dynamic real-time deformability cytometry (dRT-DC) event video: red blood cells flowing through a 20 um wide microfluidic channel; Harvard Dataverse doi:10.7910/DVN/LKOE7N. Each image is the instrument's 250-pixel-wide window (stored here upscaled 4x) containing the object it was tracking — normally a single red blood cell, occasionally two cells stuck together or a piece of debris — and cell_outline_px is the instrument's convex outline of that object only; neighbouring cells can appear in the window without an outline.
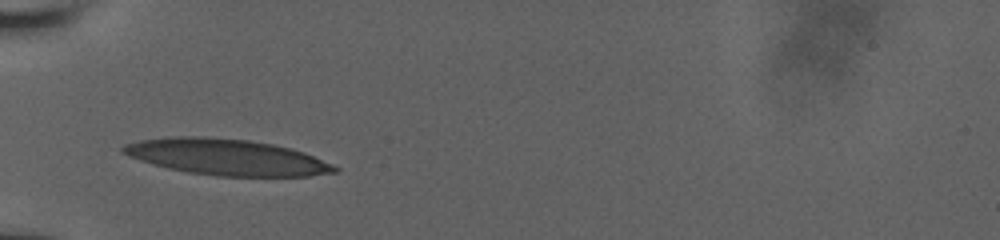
{"species": "human", "species_latin": "Homo sapiens", "temperature_condition": "room temperature", "stored_images_in_passage": 5, "camera_frame_rate_fps": 3000, "um_per_image_px": 0.085, "donor": {"sex": "male"}, "frame": {"image": 1, "passage_image": 1, "time_ms": 0.0, "image_size_px": [1000, 240], "cell_outline_px": [[340, 172], [308, 176], [216, 176], [188, 172], [168, 168], [152, 164], [128, 156], [120, 152], [120, 148], [124, 144], [140, 140], [172, 136], [204, 136], [248, 140], [272, 144], [292, 148], [304, 152], [332, 164], [340, 168]], "centroid_in_image_um": [19.25, 13.35], "position_along_channel_um": 65.7, "area_um2": 44.68}}
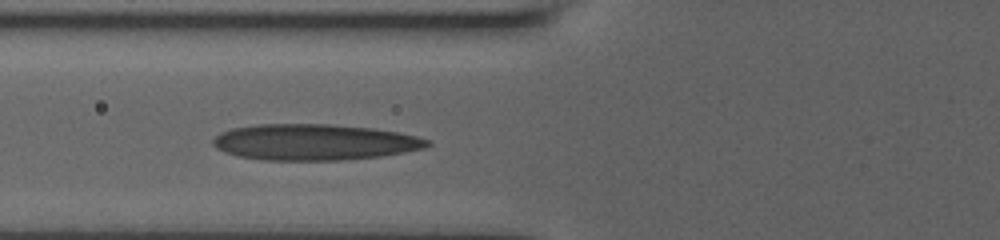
{"frame": {"image": 2, "passage_image": 4, "time_ms": 1.0, "image_size_px": [1000, 240], "cell_outline_px": [[432, 144], [424, 148], [404, 152], [380, 156], [340, 160], [260, 160], [240, 156], [224, 152], [216, 148], [212, 144], [212, 140], [220, 132], [232, 128], [256, 124], [328, 124], [372, 128], [396, 132], [416, 136], [428, 140]], "centroid_in_image_um": [26.67, 12.08], "position_along_channel_um": 99.1, "area_um2": 44.97}}